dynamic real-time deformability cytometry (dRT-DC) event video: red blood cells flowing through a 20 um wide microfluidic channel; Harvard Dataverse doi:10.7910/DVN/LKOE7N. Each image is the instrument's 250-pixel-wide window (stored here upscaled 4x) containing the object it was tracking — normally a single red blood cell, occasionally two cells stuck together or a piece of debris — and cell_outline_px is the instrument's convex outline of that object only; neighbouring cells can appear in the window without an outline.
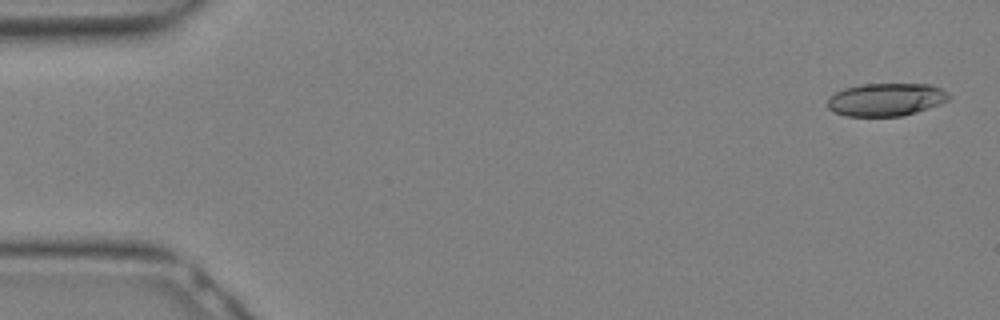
{"species": "Egyptian fruit bat (a non-hibernating species)", "species_latin": "Rousettus aegyptiacus", "temperature_condition": "warm", "stored_images_in_passage": 18, "camera_frame_rate_fps": 3000, "um_per_image_px": 0.085, "animal": {"sex": "female"}, "frame": {"image": 1, "passage_image": 1, "time_ms": 0.0, "image_size_px": [1000, 320], "cell_outline_px": [[952, 96], [948, 100], [940, 104], [916, 112], [900, 116], [844, 116], [832, 112], [828, 108], [828, 100], [836, 92], [844, 88], [860, 84], [928, 84], [940, 88], [948, 92]], "centroid_in_image_um": [75.31, 8.46], "position_along_channel_um": 9.7, "area_um2": 23.29}}
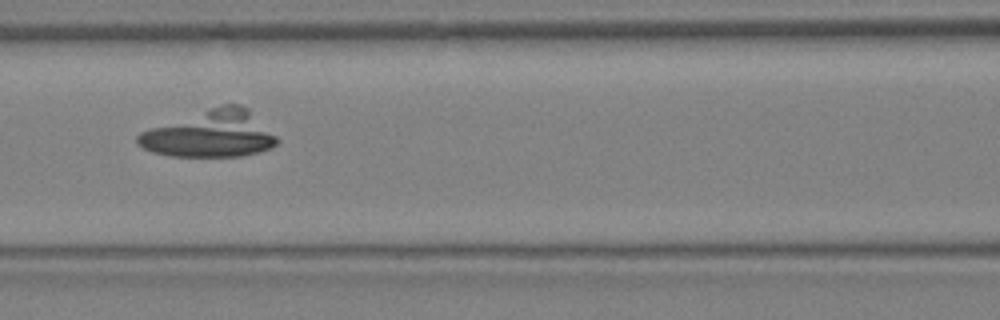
{"frame": {"image": 2, "passage_image": 13, "time_ms": 4.0, "image_size_px": [1000, 320], "cell_outline_px": [[280, 140], [272, 148], [260, 152], [244, 156], [168, 156], [152, 152], [136, 144], [136, 136], [140, 132], [220, 104], [240, 104], [276, 136]], "centroid_in_image_um": [17.85, 11.41], "position_along_channel_um": 148.7, "area_um2": 37.4}}
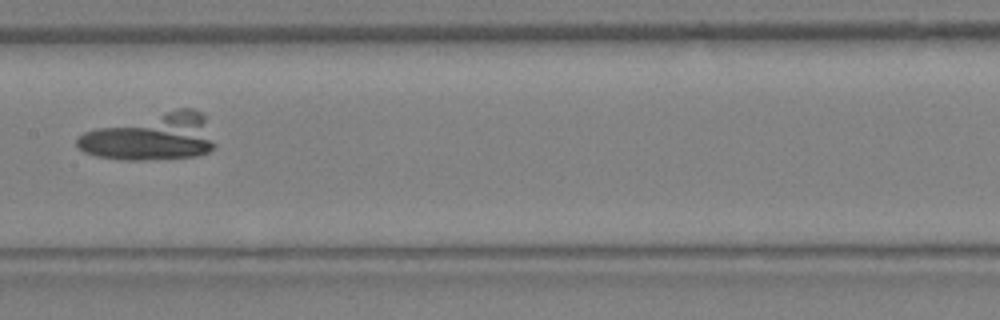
{"frame": {"image": 3, "passage_image": 15, "time_ms": 4.667, "image_size_px": [1000, 320], "cell_outline_px": [[216, 148], [208, 152], [196, 156], [144, 160], [124, 160], [96, 156], [84, 152], [76, 144], [76, 140], [84, 132], [96, 128], [180, 108], [192, 108], [200, 112], [204, 116], [216, 144]], "centroid_in_image_um": [12.88, 11.66], "position_along_channel_um": 194.5, "area_um2": 37.34}}